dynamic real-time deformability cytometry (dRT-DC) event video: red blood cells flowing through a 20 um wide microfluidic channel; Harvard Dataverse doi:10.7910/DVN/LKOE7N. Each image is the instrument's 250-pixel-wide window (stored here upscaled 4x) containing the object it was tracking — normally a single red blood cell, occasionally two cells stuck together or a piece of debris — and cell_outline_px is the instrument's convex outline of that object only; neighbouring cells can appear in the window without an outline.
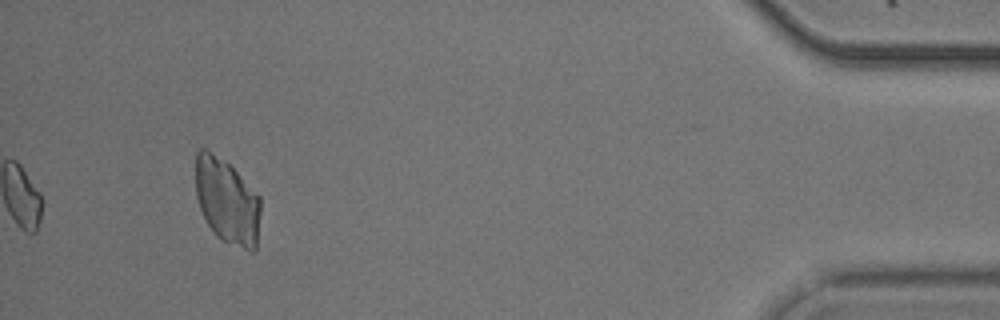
{"species": "common noctule bat (a hibernating species)", "species_latin": "Nyctalus noctula", "temperature_condition": "cold", "stored_images_in_passage": 44, "camera_frame_rate_fps": 3000, "um_per_image_px": 0.085, "animal": {"sex": "male", "body_mass_g": 20.5, "forearm_length_mm": 52.5}, "frame": {"image": 1, "passage_image": 44, "time_ms": 14.333, "image_size_px": [1000, 320], "cell_outline_px": [[260, 212], [256, 252], [248, 252], [220, 240], [216, 236], [208, 224], [200, 208], [196, 196], [196, 152], [200, 148], [204, 148], [224, 160], [260, 196]], "centroid_in_image_um": [19.31, 17.16], "position_along_channel_um": 415.9, "area_um2": 32.37}}